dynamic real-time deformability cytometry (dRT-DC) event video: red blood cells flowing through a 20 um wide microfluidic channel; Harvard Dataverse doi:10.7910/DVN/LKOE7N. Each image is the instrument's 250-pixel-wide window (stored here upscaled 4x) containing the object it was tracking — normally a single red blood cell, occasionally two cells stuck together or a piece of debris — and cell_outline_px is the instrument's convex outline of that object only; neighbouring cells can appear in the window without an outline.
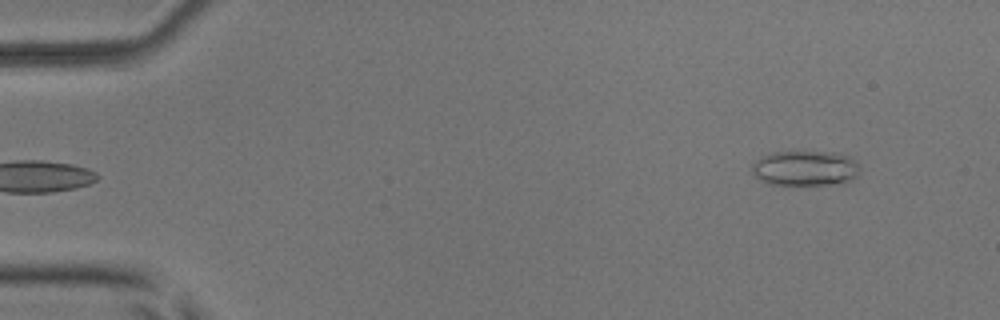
{"species": "common noctule bat (a hibernating species)", "species_latin": "Nyctalus noctula", "temperature_condition": "room temperature", "stored_images_in_passage": 5, "camera_frame_rate_fps": 3000, "um_per_image_px": 0.085, "animal": {"sex": "male", "body_mass_g": 17.9, "forearm_length_mm": 54.2}, "frame": {"image": 1, "passage_image": 5, "time_ms": 5.333, "image_size_px": [1000, 320], "cell_outline_px": [[860, 168], [856, 176], [852, 180], [844, 184], [768, 184], [760, 180], [752, 172], [752, 164], [760, 156], [768, 152], [796, 148], [840, 152], [852, 156], [856, 160]], "centroid_in_image_um": [68.46, 14.22], "position_along_channel_um": 16.5, "area_um2": 23.52}}